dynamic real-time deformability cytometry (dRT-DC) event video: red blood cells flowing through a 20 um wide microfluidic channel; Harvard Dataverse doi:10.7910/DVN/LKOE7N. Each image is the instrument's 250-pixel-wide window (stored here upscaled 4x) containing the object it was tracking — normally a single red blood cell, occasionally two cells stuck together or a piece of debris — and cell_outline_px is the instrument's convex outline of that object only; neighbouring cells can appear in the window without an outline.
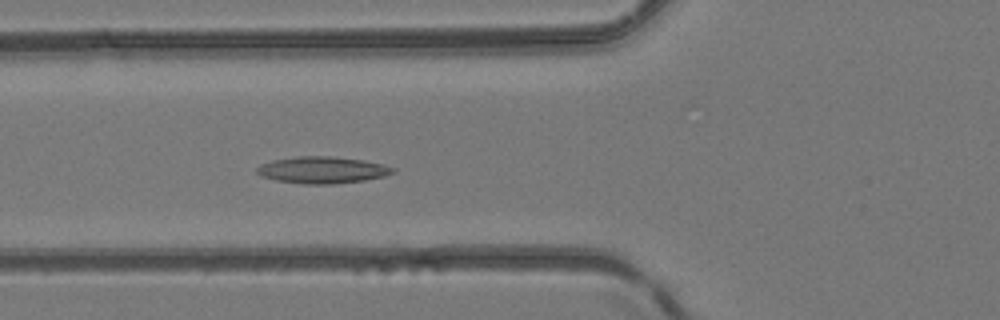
{"species": "common noctule bat (a hibernating species)", "species_latin": "Nyctalus noctula", "temperature_condition": "room temperature", "stored_images_in_passage": 41, "camera_frame_rate_fps": 3000, "um_per_image_px": 0.085, "animal": {"sex": "female", "body_mass_g": 24.6, "forearm_length_mm": 56.2}, "frame": {"image": 1, "passage_image": 11, "time_ms": 3.333, "image_size_px": [1000, 320], "cell_outline_px": [[396, 172], [384, 176], [364, 180], [332, 184], [304, 184], [276, 180], [260, 176], [256, 172], [256, 168], [260, 164], [272, 160], [296, 156], [332, 156], [364, 160], [384, 164], [396, 168]], "centroid_in_image_um": [27.4, 14.44], "position_along_channel_um": 98.4, "area_um2": 21.39}}
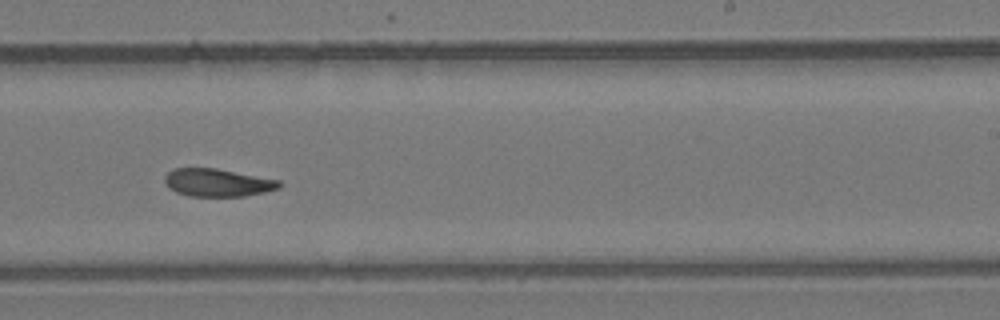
{"frame": {"image": 2, "passage_image": 23, "time_ms": 7.333, "image_size_px": [1000, 320], "cell_outline_px": [[280, 188], [264, 192], [244, 196], [188, 196], [176, 192], [168, 188], [164, 180], [164, 176], [172, 168], [216, 168], [280, 180]], "centroid_in_image_um": [18.46, 15.52], "position_along_channel_um": 270.5, "area_um2": 18.61}}
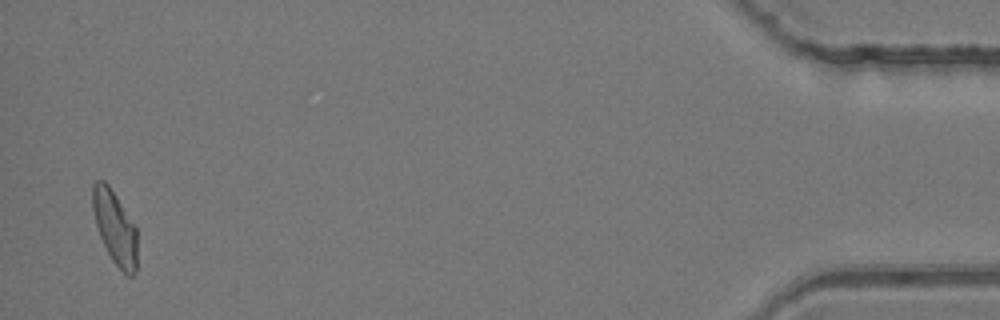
{"frame": {"image": 3, "passage_image": 40, "time_ms": 13.0, "image_size_px": [1000, 320], "cell_outline_px": [[136, 272], [132, 276], [128, 276], [112, 260], [100, 236], [96, 224], [92, 208], [92, 184], [96, 180], [104, 180], [108, 184], [116, 196], [136, 228]], "centroid_in_image_um": [9.75, 19.31], "position_along_channel_um": 425.5, "area_um2": 18.73}}